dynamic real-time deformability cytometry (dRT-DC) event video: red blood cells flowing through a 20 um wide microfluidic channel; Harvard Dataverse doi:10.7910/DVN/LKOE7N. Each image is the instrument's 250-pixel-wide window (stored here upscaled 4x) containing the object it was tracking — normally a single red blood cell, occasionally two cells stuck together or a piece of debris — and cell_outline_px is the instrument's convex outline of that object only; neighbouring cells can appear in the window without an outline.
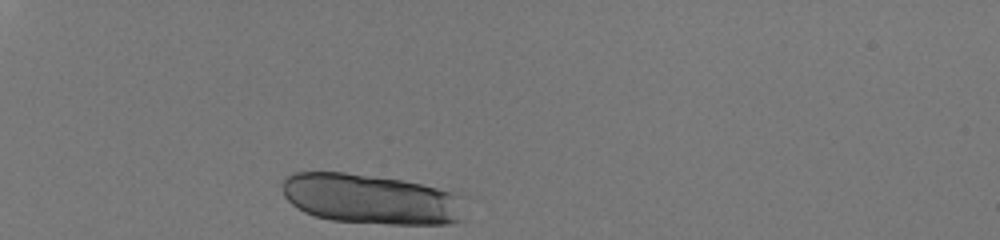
{"species": "human", "species_latin": "Homo sapiens", "temperature_condition": "room temperature", "stored_images_in_passage": 31, "camera_frame_rate_fps": 3000, "um_per_image_px": 0.085, "donor": {"sex": "male"}, "frame": {"image": 1, "passage_image": 1, "time_ms": 0.0, "image_size_px": [1000, 240], "cell_outline_px": [[464, 220], [448, 224], [388, 224], [332, 220], [316, 216], [304, 212], [292, 204], [284, 196], [280, 188], [284, 176], [292, 172], [344, 172], [404, 180], [452, 192]], "centroid_in_image_um": [31.39, 16.91], "position_along_channel_um": 53.6, "area_um2": 52.89}}
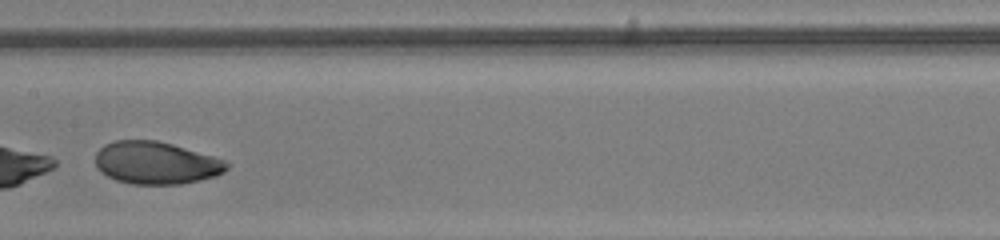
{"frame": {"image": 2, "passage_image": 16, "time_ms": 5.0, "image_size_px": [1000, 240], "cell_outline_px": [[232, 164], [224, 172], [216, 176], [180, 184], [132, 184], [116, 180], [100, 172], [96, 168], [96, 152], [104, 144], [116, 140], [156, 140], [172, 144], [212, 156], [224, 160]], "centroid_in_image_um": [13.25, 13.84], "position_along_channel_um": 194.1, "area_um2": 32.54}}
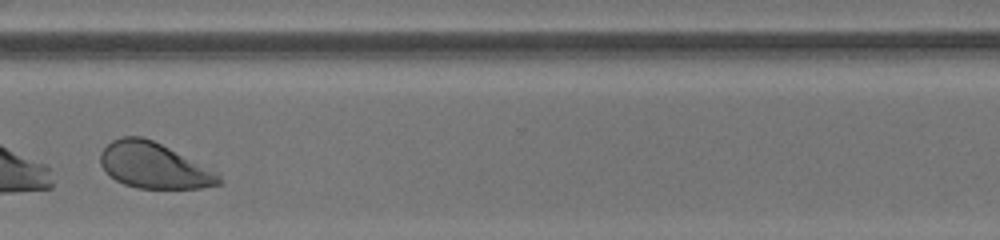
{"frame": {"image": 3, "passage_image": 28, "time_ms": 9.0, "image_size_px": [1000, 240], "cell_outline_px": [[220, 184], [200, 188], [136, 188], [124, 184], [116, 180], [100, 164], [100, 152], [112, 140], [124, 136], [140, 136], [152, 140], [220, 172]], "centroid_in_image_um": [13.1, 14.07], "position_along_channel_um": 357.5, "area_um2": 31.39}, "authors_computed_cell_mechanics": {"area_um2": 33.1194, "velocity_mm_per_s": 4.0725, "shape_relaxation_time_tau1_ms": 0.8966, "shape_relaxation_time_tau2_ms": 1.2562, "deformation_change_tau1": 0.2727, "deformation_change_tau2": 0.0542}}